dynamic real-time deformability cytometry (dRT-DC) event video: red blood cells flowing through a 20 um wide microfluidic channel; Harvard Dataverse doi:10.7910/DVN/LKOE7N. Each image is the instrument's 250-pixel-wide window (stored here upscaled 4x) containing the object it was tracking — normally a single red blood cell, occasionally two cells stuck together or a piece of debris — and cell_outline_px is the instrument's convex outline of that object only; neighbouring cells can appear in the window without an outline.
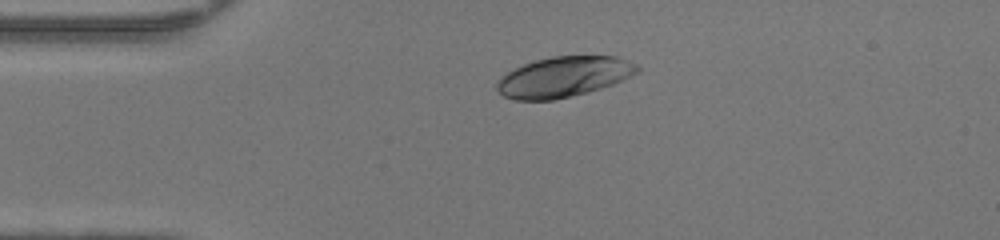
{"species": "human", "species_latin": "Homo sapiens", "temperature_condition": "warm", "stored_images_in_passage": 38, "camera_frame_rate_fps": 3000, "um_per_image_px": 0.085, "donor": {"sex": "female"}, "frame": {"image": 1, "passage_image": 1, "time_ms": 0.0, "image_size_px": [1000, 240], "cell_outline_px": [[640, 72], [612, 84], [588, 92], [552, 100], [516, 100], [504, 96], [496, 92], [496, 80], [508, 72], [524, 64], [536, 60], [552, 56], [616, 56], [628, 60], [636, 64], [640, 68]], "centroid_in_image_um": [47.91, 6.53], "position_along_channel_um": 37.1, "area_um2": 33.0}}
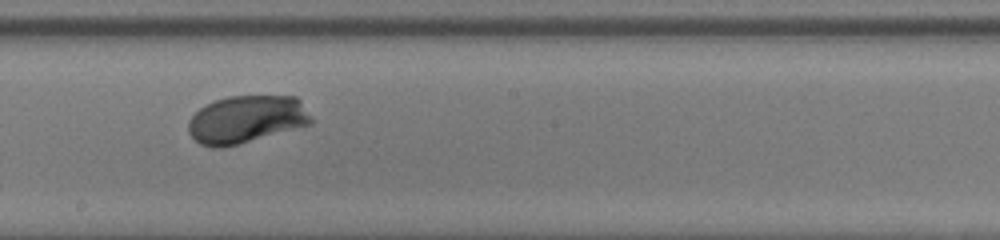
{"frame": {"image": 2, "passage_image": 17, "time_ms": 5.333, "image_size_px": [1000, 240], "cell_outline_px": [[312, 124], [236, 144], [220, 148], [212, 148], [200, 144], [188, 132], [188, 120], [200, 108], [216, 100], [228, 96], [296, 96], [300, 100], [312, 116]], "centroid_in_image_um": [20.95, 10.14], "position_along_channel_um": 227.3, "area_um2": 33.87}}
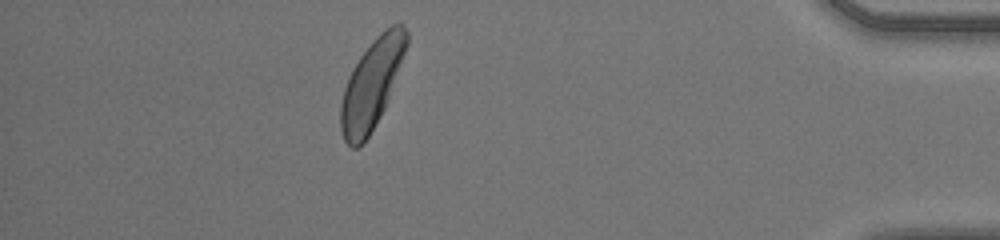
{"frame": {"image": 3, "passage_image": 33, "time_ms": 10.667, "image_size_px": [1000, 240], "cell_outline_px": [[408, 44], [384, 108], [368, 136], [356, 148], [352, 148], [344, 140], [340, 128], [340, 104], [344, 88], [348, 76], [352, 68], [360, 56], [372, 40], [380, 32], [396, 20], [400, 20], [404, 24], [408, 32]], "centroid_in_image_um": [31.59, 7.07], "position_along_channel_um": 403.6, "area_um2": 33.99}, "authors_computed_cell_mechanics": {"area_um2": 33.3217, "velocity_mm_per_s": 4.2423, "shape_relaxation_time_tau1_ms": 1.9954, "shape_relaxation_time_tau2_ms": null, "deformation_change_tau1": 0.151, "deformation_change_tau2": null}}